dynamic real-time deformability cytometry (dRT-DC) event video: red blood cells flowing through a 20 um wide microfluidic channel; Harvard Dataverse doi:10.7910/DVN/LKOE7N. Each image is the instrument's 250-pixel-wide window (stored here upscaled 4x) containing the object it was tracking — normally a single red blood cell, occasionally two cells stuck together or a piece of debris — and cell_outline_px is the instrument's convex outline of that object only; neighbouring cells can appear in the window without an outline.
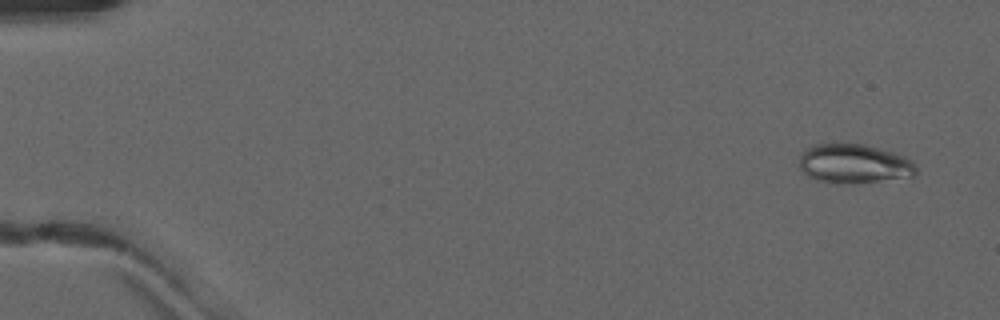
{"species": "common noctule bat (a hibernating species)", "species_latin": "Nyctalus noctula", "temperature_condition": "warm", "stored_images_in_passage": 34, "camera_frame_rate_fps": 3000, "um_per_image_px": 0.085, "animal": {"sex": "male", "forearm_length_mm": 52.5}, "frame": {"image": 1, "passage_image": 3, "time_ms": 0.667, "image_size_px": [1000, 320], "cell_outline_px": [[916, 176], [852, 184], [836, 184], [816, 180], [808, 176], [800, 168], [800, 152], [804, 148], [812, 144], [864, 144], [880, 148], [904, 156], [912, 160], [916, 168]], "centroid_in_image_um": [72.57, 13.92], "position_along_channel_um": 12.4, "area_um2": 27.05}}
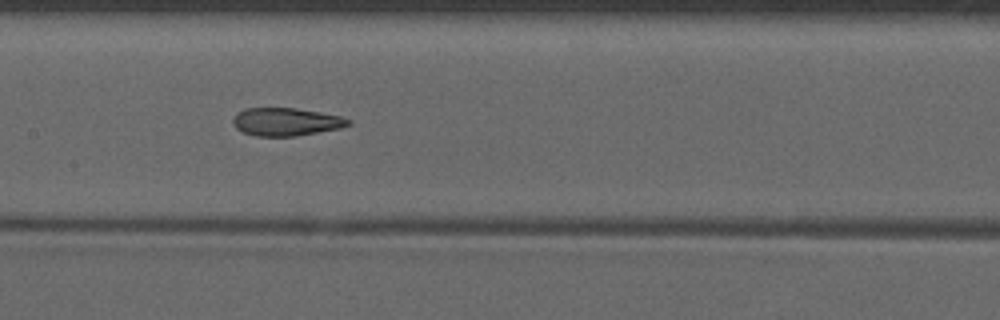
{"frame": {"image": 2, "passage_image": 26, "time_ms": 8.333, "image_size_px": [1000, 320], "cell_outline_px": [[352, 124], [340, 128], [296, 136], [256, 136], [244, 132], [236, 128], [232, 120], [236, 112], [244, 108], [296, 108], [320, 112], [340, 116], [352, 120]], "centroid_in_image_um": [24.32, 10.34], "position_along_channel_um": 183.1, "area_um2": 18.84}}
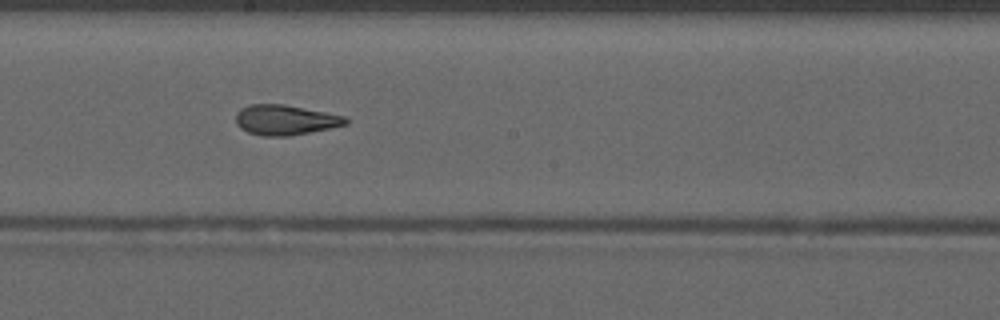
{"frame": {"image": 3, "passage_image": 29, "time_ms": 9.333, "image_size_px": [1000, 320], "cell_outline_px": [[348, 124], [288, 136], [264, 136], [248, 132], [240, 128], [236, 124], [236, 112], [240, 108], [248, 104], [284, 104], [344, 116], [348, 120]], "centroid_in_image_um": [24.19, 10.18], "position_along_channel_um": 224.0, "area_um2": 19.13}}